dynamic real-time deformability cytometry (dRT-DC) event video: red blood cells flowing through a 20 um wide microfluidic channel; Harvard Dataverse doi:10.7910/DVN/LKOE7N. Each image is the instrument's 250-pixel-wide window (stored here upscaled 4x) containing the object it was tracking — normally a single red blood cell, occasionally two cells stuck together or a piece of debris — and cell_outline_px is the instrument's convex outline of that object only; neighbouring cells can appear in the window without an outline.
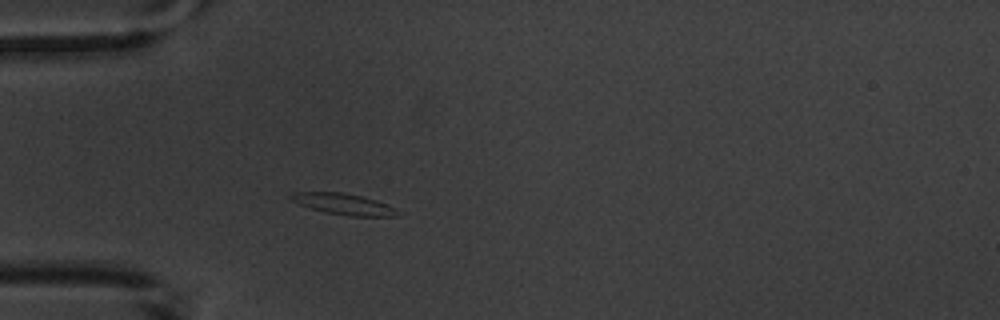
{"species": "common noctule bat (a hibernating species)", "species_latin": "Nyctalus noctula", "temperature_condition": "warm", "stored_images_in_passage": 3, "camera_frame_rate_fps": 3000, "um_per_image_px": 0.085, "animal": {"sex": "male", "body_mass_g": 20.1, "forearm_length_mm": 53.5}, "frame": {"image": 1, "passage_image": 3, "time_ms": 2.333, "image_size_px": [1000, 320], "cell_outline_px": [[396, 216], [348, 216], [324, 212], [300, 204], [292, 200], [288, 196], [292, 192], [340, 192], [360, 196], [376, 200], [396, 208]], "centroid_in_image_um": [29.17, 17.34], "position_along_channel_um": 55.8, "area_um2": 12.89}}